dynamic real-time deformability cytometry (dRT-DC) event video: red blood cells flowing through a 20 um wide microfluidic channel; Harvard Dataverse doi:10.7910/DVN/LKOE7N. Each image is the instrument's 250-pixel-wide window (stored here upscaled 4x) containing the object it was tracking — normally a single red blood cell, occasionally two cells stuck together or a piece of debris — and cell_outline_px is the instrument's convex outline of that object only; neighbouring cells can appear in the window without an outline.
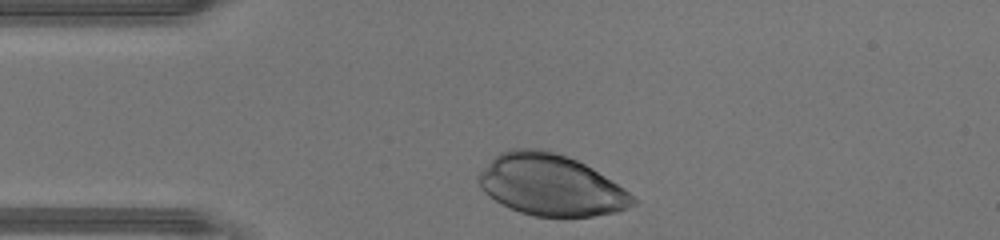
{"species": "human", "species_latin": "Homo sapiens", "temperature_condition": "warm", "stored_images_in_passage": 26, "camera_frame_rate_fps": 3000, "um_per_image_px": 0.085, "donor": {"sex": "male"}, "frame": {"image": 1, "passage_image": 1, "time_ms": 0.0, "image_size_px": [1000, 240], "cell_outline_px": [[636, 204], [616, 212], [592, 216], [532, 216], [508, 208], [500, 204], [488, 196], [484, 192], [476, 180], [476, 176], [500, 152], [512, 148], [540, 148], [576, 160], [592, 168], [624, 188], [636, 200]], "centroid_in_image_um": [46.78, 15.74], "position_along_channel_um": 38.2, "area_um2": 54.79}}
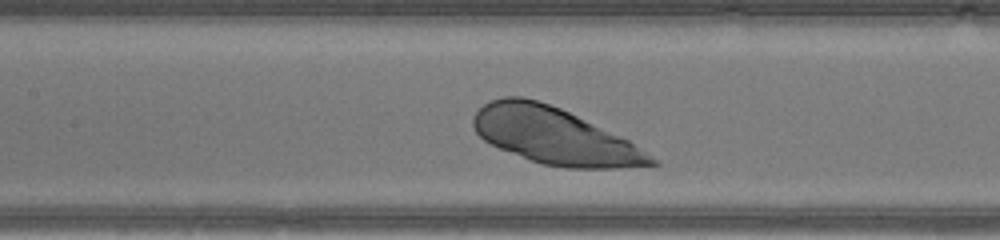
{"frame": {"image": 2, "passage_image": 11, "time_ms": 3.333, "image_size_px": [1000, 240], "cell_outline_px": [[660, 164], [616, 168], [564, 168], [540, 164], [528, 160], [500, 148], [484, 140], [476, 132], [472, 124], [472, 116], [484, 104], [492, 100], [504, 96], [520, 96], [536, 100], [560, 108], [620, 136], [628, 140], [660, 160]], "centroid_in_image_um": [47.11, 11.57], "position_along_channel_um": 160.3, "area_um2": 58.15}}
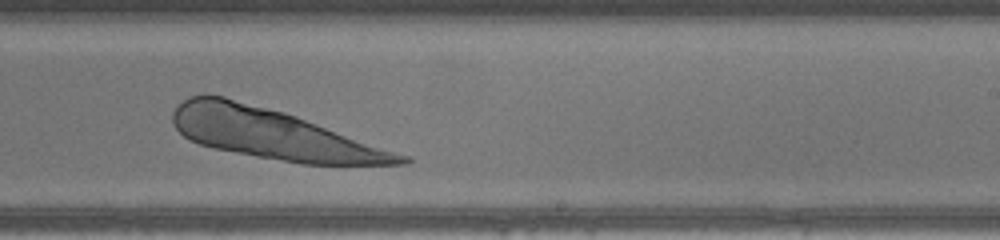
{"frame": {"image": 3, "passage_image": 18, "time_ms": 5.667, "image_size_px": [1000, 240], "cell_outline_px": [[412, 160], [408, 164], [300, 164], [212, 148], [200, 144], [184, 136], [176, 128], [172, 120], [172, 112], [188, 96], [224, 96], [284, 112], [296, 116], [408, 156]], "centroid_in_image_um": [23.2, 11.41], "position_along_channel_um": 265.8, "area_um2": 65.31}}